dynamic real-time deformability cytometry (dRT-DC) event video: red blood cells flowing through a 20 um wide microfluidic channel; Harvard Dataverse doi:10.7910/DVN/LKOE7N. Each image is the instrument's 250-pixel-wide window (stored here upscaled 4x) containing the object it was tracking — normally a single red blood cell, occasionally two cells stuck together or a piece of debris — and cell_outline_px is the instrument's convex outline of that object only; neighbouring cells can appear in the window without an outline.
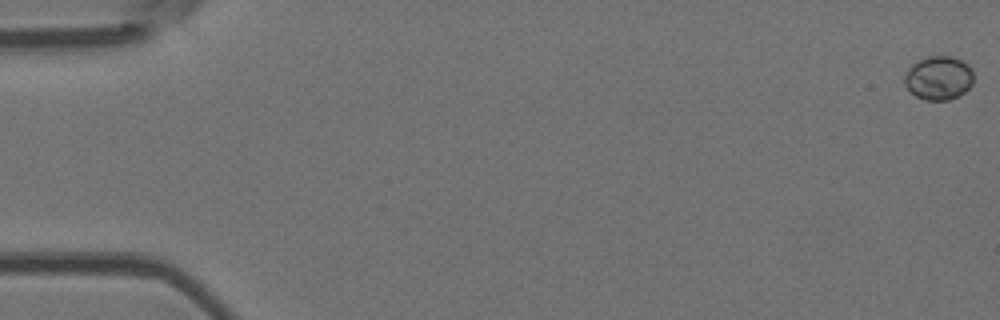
{"species": "Egyptian fruit bat (a non-hibernating species)", "species_latin": "Rousettus aegyptiacus", "temperature_condition": "room temperature", "stored_images_in_passage": 4, "camera_frame_rate_fps": 3000, "um_per_image_px": 0.085, "animal": {"sex": "female"}, "frame": {"image": 1, "passage_image": 1, "time_ms": 0.0, "image_size_px": [1000, 320], "cell_outline_px": [[972, 84], [964, 92], [948, 100], [924, 100], [916, 96], [904, 84], [904, 76], [908, 68], [912, 64], [928, 56], [952, 56], [968, 64], [972, 72]], "centroid_in_image_um": [79.76, 6.62], "position_along_channel_um": 5.2, "area_um2": 17.46}}
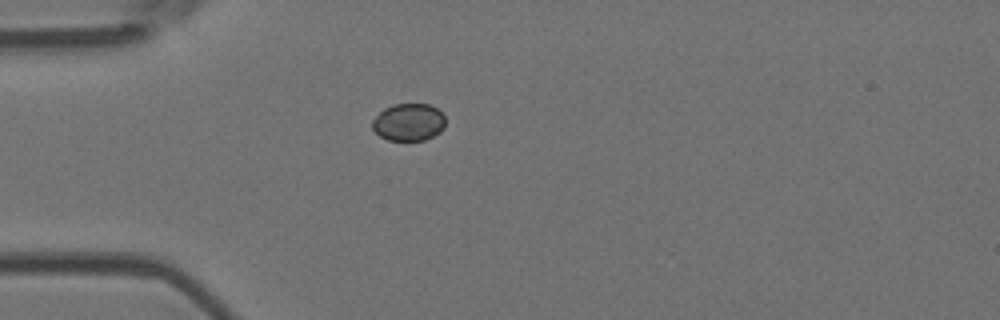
{"frame": {"image": 2, "passage_image": 4, "time_ms": 5.0, "image_size_px": [1000, 320], "cell_outline_px": [[444, 128], [440, 132], [424, 140], [388, 140], [380, 136], [372, 128], [372, 120], [384, 108], [392, 104], [428, 104], [436, 108], [444, 116]], "centroid_in_image_um": [34.72, 10.38], "position_along_channel_um": 50.3, "area_um2": 15.84}}